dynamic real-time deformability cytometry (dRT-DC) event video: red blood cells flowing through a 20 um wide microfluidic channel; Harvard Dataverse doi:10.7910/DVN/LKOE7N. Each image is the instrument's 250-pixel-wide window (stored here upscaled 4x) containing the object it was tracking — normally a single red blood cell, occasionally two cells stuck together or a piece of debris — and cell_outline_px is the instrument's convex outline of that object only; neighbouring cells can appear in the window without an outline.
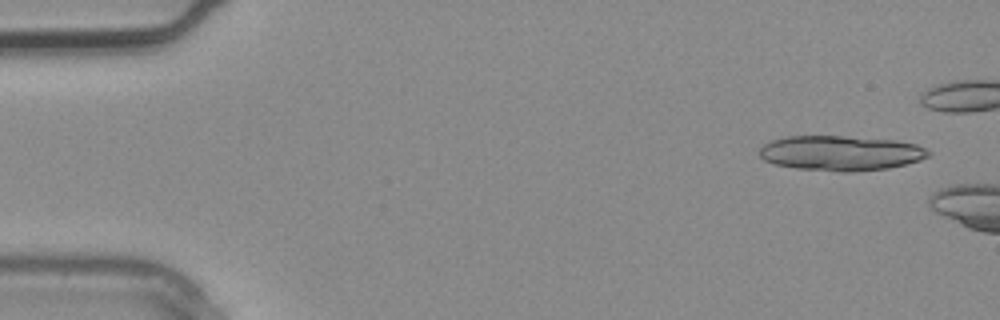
{"species": "common noctule bat (a hibernating species)", "species_latin": "Nyctalus noctula", "temperature_condition": "warm", "stored_images_in_passage": 2, "camera_frame_rate_fps": 3000, "um_per_image_px": 0.085, "animal": {"sex": "male", "body_mass_g": 20.4}, "frame": {"image": 1, "passage_image": 1, "time_ms": 0.0, "image_size_px": [1000, 320], "cell_outline_px": [[932, 152], [928, 156], [920, 160], [888, 168], [848, 172], [840, 172], [796, 168], [776, 164], [764, 160], [760, 156], [760, 148], [764, 144], [772, 140], [784, 136], [844, 136], [896, 140], [916, 144]], "centroid_in_image_um": [71.46, 13.01], "position_along_channel_um": 13.5, "area_um2": 34.39}}